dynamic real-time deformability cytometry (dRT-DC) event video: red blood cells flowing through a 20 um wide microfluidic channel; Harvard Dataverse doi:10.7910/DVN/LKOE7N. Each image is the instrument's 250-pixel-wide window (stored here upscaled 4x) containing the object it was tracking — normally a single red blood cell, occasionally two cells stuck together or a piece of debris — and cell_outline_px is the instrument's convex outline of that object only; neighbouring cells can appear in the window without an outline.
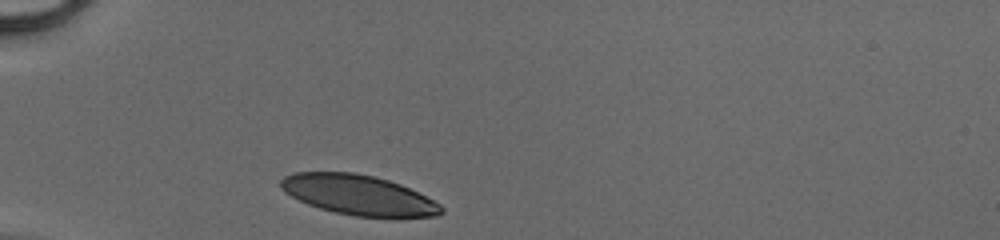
{"species": "human", "species_latin": "Homo sapiens", "temperature_condition": "cold", "stored_images_in_passage": 27, "camera_frame_rate_fps": 3000, "um_per_image_px": 0.085, "donor": {"sex": "male"}, "frame": {"image": 1, "passage_image": 1, "time_ms": 0.0, "image_size_px": [1000, 240], "cell_outline_px": [[444, 212], [436, 216], [396, 220], [356, 216], [336, 212], [320, 208], [308, 204], [284, 192], [280, 188], [280, 180], [284, 176], [292, 172], [356, 172], [388, 180], [400, 184], [440, 204], [444, 208]], "centroid_in_image_um": [30.51, 16.61], "position_along_channel_um": 54.5, "area_um2": 38.03}}
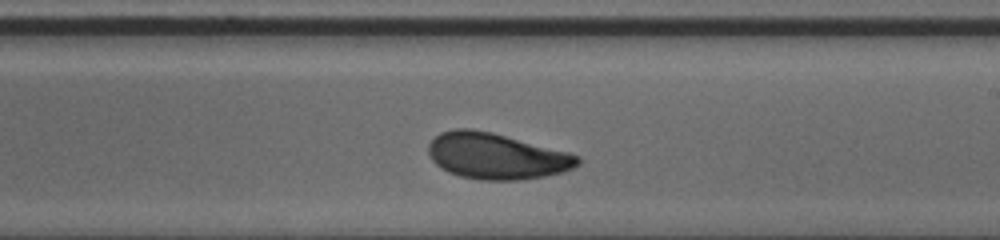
{"frame": {"image": 2, "passage_image": 16, "time_ms": 5.0, "image_size_px": [1000, 240], "cell_outline_px": [[580, 164], [564, 172], [524, 180], [480, 180], [460, 176], [448, 172], [440, 168], [432, 160], [428, 152], [428, 144], [440, 132], [456, 128], [472, 128], [492, 132], [568, 152], [580, 156]], "centroid_in_image_um": [42.19, 13.27], "position_along_channel_um": 246.8, "area_um2": 40.23}}
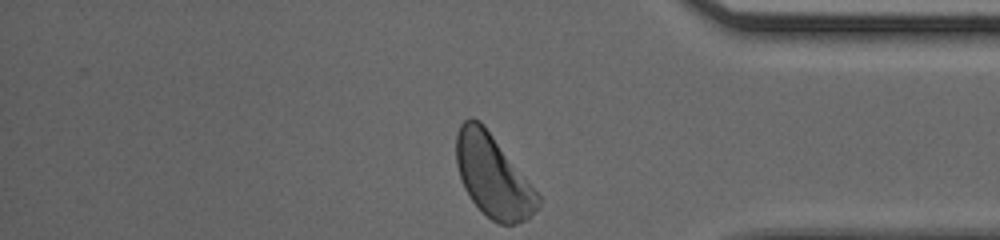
{"frame": {"image": 3, "passage_image": 27, "time_ms": 8.667, "image_size_px": [1000, 240], "cell_outline_px": [[540, 208], [524, 220], [516, 224], [500, 224], [492, 220], [472, 200], [464, 188], [456, 164], [456, 132], [460, 124], [468, 116], [472, 116], [480, 120], [484, 124], [528, 180], [540, 196]], "centroid_in_image_um": [41.89, 14.92], "position_along_channel_um": 393.3, "area_um2": 39.07}}